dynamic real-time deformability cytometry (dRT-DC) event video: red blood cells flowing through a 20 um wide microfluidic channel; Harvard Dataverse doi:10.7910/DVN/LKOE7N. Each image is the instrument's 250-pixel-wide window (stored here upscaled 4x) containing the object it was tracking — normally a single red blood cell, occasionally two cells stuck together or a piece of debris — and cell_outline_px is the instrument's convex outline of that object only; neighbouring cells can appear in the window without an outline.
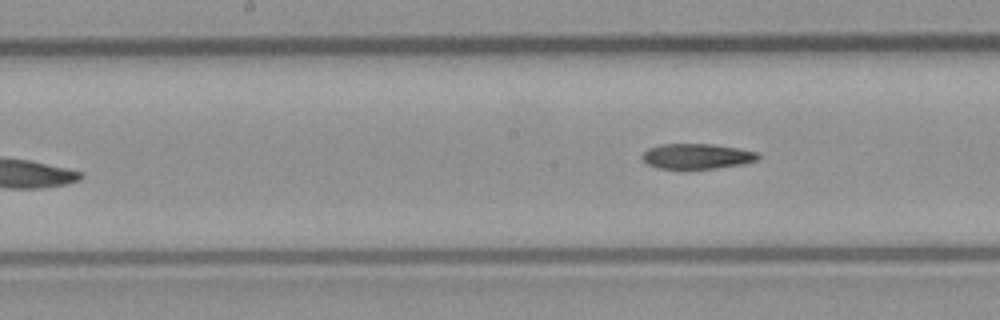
{"species": "common noctule bat (a hibernating species)", "species_latin": "Nyctalus noctula", "temperature_condition": "room temperature", "stored_images_in_passage": 9, "camera_frame_rate_fps": 3000, "um_per_image_px": 0.085, "animal": {"sex": "male", "body_mass_g": 23.1, "forearm_length_mm": 52.7}, "frame": {"image": 1, "passage_image": 9, "time_ms": 2.667, "image_size_px": [1000, 320], "cell_outline_px": [[760, 156], [756, 160], [744, 164], [716, 168], [684, 172], [680, 172], [656, 168], [648, 164], [640, 156], [648, 148], [664, 144], [712, 144], [736, 148], [756, 152]], "centroid_in_image_um": [59.17, 13.34], "position_along_channel_um": 189.0, "area_um2": 17.74}}